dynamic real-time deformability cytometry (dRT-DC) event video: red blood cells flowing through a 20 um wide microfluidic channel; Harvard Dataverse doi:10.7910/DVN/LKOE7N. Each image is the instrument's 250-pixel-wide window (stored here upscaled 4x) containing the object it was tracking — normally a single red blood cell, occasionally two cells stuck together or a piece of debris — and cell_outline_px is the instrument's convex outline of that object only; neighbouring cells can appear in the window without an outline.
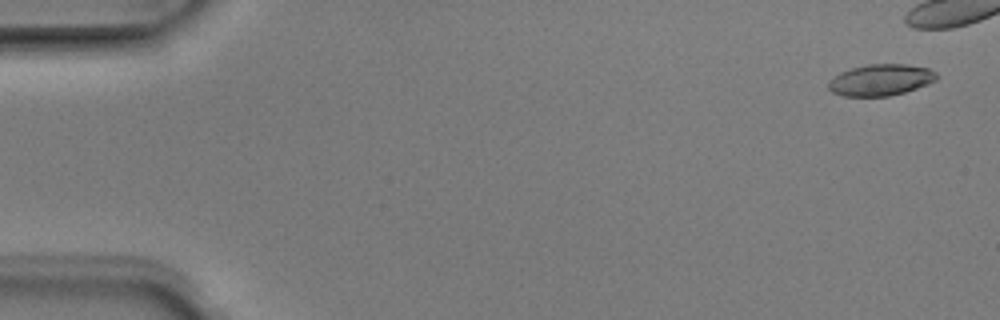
{"species": "Egyptian fruit bat (a non-hibernating species)", "species_latin": "Rousettus aegyptiacus", "temperature_condition": "room temperature", "stored_images_in_passage": 5, "camera_frame_rate_fps": 3000, "um_per_image_px": 0.085, "animal": {"sex": "male"}, "frame": {"image": 1, "passage_image": 1, "time_ms": 0.0, "image_size_px": [1000, 320], "cell_outline_px": [[940, 76], [936, 80], [916, 88], [904, 92], [888, 96], [844, 96], [832, 92], [828, 88], [828, 80], [840, 72], [852, 68], [868, 64], [908, 64], [928, 68], [936, 72]], "centroid_in_image_um": [74.85, 6.79], "position_along_channel_um": 10.1, "area_um2": 19.83}}
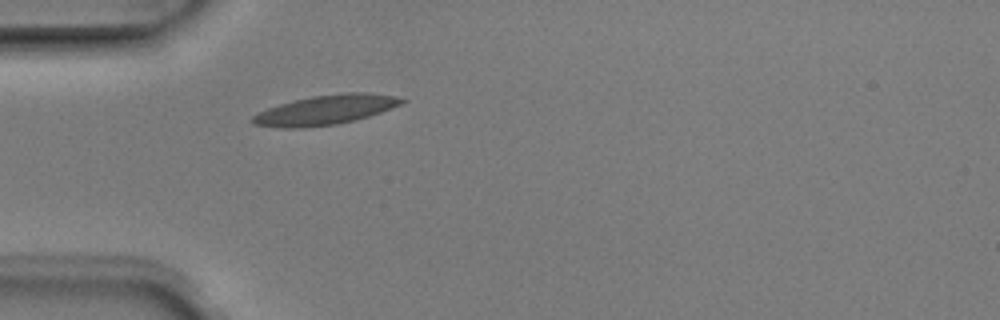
{"frame": {"image": 2, "passage_image": 5, "time_ms": 1.333, "image_size_px": [1000, 320], "cell_outline_px": [[408, 100], [400, 104], [380, 112], [368, 116], [336, 124], [304, 128], [280, 128], [252, 124], [252, 116], [256, 112], [280, 104], [312, 96], [344, 92], [368, 92], [392, 96]], "centroid_in_image_um": [27.62, 9.34], "position_along_channel_um": 57.4, "area_um2": 25.49}}